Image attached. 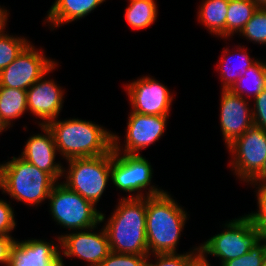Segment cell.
I'll use <instances>...</instances> for the list:
<instances>
[{"label":"cell","instance_id":"6da1fadb","mask_svg":"<svg viewBox=\"0 0 266 266\" xmlns=\"http://www.w3.org/2000/svg\"><path fill=\"white\" fill-rule=\"evenodd\" d=\"M145 197L148 254L150 250L154 254L176 253L186 213L163 190L150 187Z\"/></svg>","mask_w":266,"mask_h":266},{"label":"cell","instance_id":"7a4b0ae2","mask_svg":"<svg viewBox=\"0 0 266 266\" xmlns=\"http://www.w3.org/2000/svg\"><path fill=\"white\" fill-rule=\"evenodd\" d=\"M110 249L115 253L149 255L146 238V198H122L106 224Z\"/></svg>","mask_w":266,"mask_h":266},{"label":"cell","instance_id":"3957f363","mask_svg":"<svg viewBox=\"0 0 266 266\" xmlns=\"http://www.w3.org/2000/svg\"><path fill=\"white\" fill-rule=\"evenodd\" d=\"M47 125L52 131L57 150L67 160L102 156L113 150V135L96 124L79 119L53 120Z\"/></svg>","mask_w":266,"mask_h":266},{"label":"cell","instance_id":"277c9868","mask_svg":"<svg viewBox=\"0 0 266 266\" xmlns=\"http://www.w3.org/2000/svg\"><path fill=\"white\" fill-rule=\"evenodd\" d=\"M56 181L47 173L19 157L0 165V188L14 199L30 205L49 197Z\"/></svg>","mask_w":266,"mask_h":266},{"label":"cell","instance_id":"5b68a950","mask_svg":"<svg viewBox=\"0 0 266 266\" xmlns=\"http://www.w3.org/2000/svg\"><path fill=\"white\" fill-rule=\"evenodd\" d=\"M68 161L70 169L67 182L63 184L95 205L111 176L112 151L102 156L73 158Z\"/></svg>","mask_w":266,"mask_h":266},{"label":"cell","instance_id":"8992f818","mask_svg":"<svg viewBox=\"0 0 266 266\" xmlns=\"http://www.w3.org/2000/svg\"><path fill=\"white\" fill-rule=\"evenodd\" d=\"M50 208L54 219L70 229H94L104 221L94 204L64 184L54 185L49 194Z\"/></svg>","mask_w":266,"mask_h":266},{"label":"cell","instance_id":"52a82bcc","mask_svg":"<svg viewBox=\"0 0 266 266\" xmlns=\"http://www.w3.org/2000/svg\"><path fill=\"white\" fill-rule=\"evenodd\" d=\"M228 229L207 240L199 248L202 253L221 257L222 264L241 257L261 242L260 228L248 216L233 220L225 225Z\"/></svg>","mask_w":266,"mask_h":266},{"label":"cell","instance_id":"ba28073f","mask_svg":"<svg viewBox=\"0 0 266 266\" xmlns=\"http://www.w3.org/2000/svg\"><path fill=\"white\" fill-rule=\"evenodd\" d=\"M235 154V173L244 181H251L261 170L266 159V131L253 125L228 145Z\"/></svg>","mask_w":266,"mask_h":266},{"label":"cell","instance_id":"9c48e42d","mask_svg":"<svg viewBox=\"0 0 266 266\" xmlns=\"http://www.w3.org/2000/svg\"><path fill=\"white\" fill-rule=\"evenodd\" d=\"M55 63L30 44L7 67L0 71V87L27 90Z\"/></svg>","mask_w":266,"mask_h":266},{"label":"cell","instance_id":"30bf717a","mask_svg":"<svg viewBox=\"0 0 266 266\" xmlns=\"http://www.w3.org/2000/svg\"><path fill=\"white\" fill-rule=\"evenodd\" d=\"M118 136L113 135L111 179L115 186L126 192H135L150 185L151 165L141 155L124 154L120 157ZM119 156V157H118Z\"/></svg>","mask_w":266,"mask_h":266},{"label":"cell","instance_id":"8fae6325","mask_svg":"<svg viewBox=\"0 0 266 266\" xmlns=\"http://www.w3.org/2000/svg\"><path fill=\"white\" fill-rule=\"evenodd\" d=\"M133 111L145 115L169 116L172 102L169 90L152 78L144 77L128 86Z\"/></svg>","mask_w":266,"mask_h":266},{"label":"cell","instance_id":"7c38bea8","mask_svg":"<svg viewBox=\"0 0 266 266\" xmlns=\"http://www.w3.org/2000/svg\"><path fill=\"white\" fill-rule=\"evenodd\" d=\"M63 245V254L67 257L78 256L91 263L90 266H99L111 252L105 228L100 234L81 231L58 238Z\"/></svg>","mask_w":266,"mask_h":266},{"label":"cell","instance_id":"4fadbf2b","mask_svg":"<svg viewBox=\"0 0 266 266\" xmlns=\"http://www.w3.org/2000/svg\"><path fill=\"white\" fill-rule=\"evenodd\" d=\"M220 124L223 137L230 145L254 125L253 115L243 96L236 95L230 90H222Z\"/></svg>","mask_w":266,"mask_h":266},{"label":"cell","instance_id":"5bb4252c","mask_svg":"<svg viewBox=\"0 0 266 266\" xmlns=\"http://www.w3.org/2000/svg\"><path fill=\"white\" fill-rule=\"evenodd\" d=\"M168 116L131 112L126 135L125 154L138 155L140 149L158 140L166 127Z\"/></svg>","mask_w":266,"mask_h":266},{"label":"cell","instance_id":"9a60e30c","mask_svg":"<svg viewBox=\"0 0 266 266\" xmlns=\"http://www.w3.org/2000/svg\"><path fill=\"white\" fill-rule=\"evenodd\" d=\"M58 246L42 240L14 241L8 266H64Z\"/></svg>","mask_w":266,"mask_h":266},{"label":"cell","instance_id":"2e32d148","mask_svg":"<svg viewBox=\"0 0 266 266\" xmlns=\"http://www.w3.org/2000/svg\"><path fill=\"white\" fill-rule=\"evenodd\" d=\"M52 69L54 65L26 90L28 109L47 123L56 119L63 103L62 90L53 81L42 80Z\"/></svg>","mask_w":266,"mask_h":266},{"label":"cell","instance_id":"e0dca14e","mask_svg":"<svg viewBox=\"0 0 266 266\" xmlns=\"http://www.w3.org/2000/svg\"><path fill=\"white\" fill-rule=\"evenodd\" d=\"M47 135H34L29 138L21 158L33 164L40 170L47 172L55 181L64 172L59 164H54L57 150L52 131L47 125H41Z\"/></svg>","mask_w":266,"mask_h":266},{"label":"cell","instance_id":"ac0fdd59","mask_svg":"<svg viewBox=\"0 0 266 266\" xmlns=\"http://www.w3.org/2000/svg\"><path fill=\"white\" fill-rule=\"evenodd\" d=\"M105 0H56L48 13L54 26L80 19Z\"/></svg>","mask_w":266,"mask_h":266},{"label":"cell","instance_id":"d6986e66","mask_svg":"<svg viewBox=\"0 0 266 266\" xmlns=\"http://www.w3.org/2000/svg\"><path fill=\"white\" fill-rule=\"evenodd\" d=\"M229 0H206L199 10V18L210 32L226 37V17Z\"/></svg>","mask_w":266,"mask_h":266},{"label":"cell","instance_id":"ffe728a7","mask_svg":"<svg viewBox=\"0 0 266 266\" xmlns=\"http://www.w3.org/2000/svg\"><path fill=\"white\" fill-rule=\"evenodd\" d=\"M26 109V90L0 87V117L7 126H10V120L21 116Z\"/></svg>","mask_w":266,"mask_h":266},{"label":"cell","instance_id":"44dd1931","mask_svg":"<svg viewBox=\"0 0 266 266\" xmlns=\"http://www.w3.org/2000/svg\"><path fill=\"white\" fill-rule=\"evenodd\" d=\"M259 6L253 0H229L226 17V36L243 29Z\"/></svg>","mask_w":266,"mask_h":266},{"label":"cell","instance_id":"7402d4cb","mask_svg":"<svg viewBox=\"0 0 266 266\" xmlns=\"http://www.w3.org/2000/svg\"><path fill=\"white\" fill-rule=\"evenodd\" d=\"M126 9V20L132 28H146L157 17V7L154 0H130V5Z\"/></svg>","mask_w":266,"mask_h":266},{"label":"cell","instance_id":"603a6c76","mask_svg":"<svg viewBox=\"0 0 266 266\" xmlns=\"http://www.w3.org/2000/svg\"><path fill=\"white\" fill-rule=\"evenodd\" d=\"M24 38H14L3 34L0 36V71L11 64L29 45Z\"/></svg>","mask_w":266,"mask_h":266},{"label":"cell","instance_id":"cb8c5ba5","mask_svg":"<svg viewBox=\"0 0 266 266\" xmlns=\"http://www.w3.org/2000/svg\"><path fill=\"white\" fill-rule=\"evenodd\" d=\"M247 39L266 44V7H259L241 30Z\"/></svg>","mask_w":266,"mask_h":266},{"label":"cell","instance_id":"d4e9b609","mask_svg":"<svg viewBox=\"0 0 266 266\" xmlns=\"http://www.w3.org/2000/svg\"><path fill=\"white\" fill-rule=\"evenodd\" d=\"M265 66L266 63L263 62H258L251 67H249L246 70V73L244 76H240V78L236 81V83L229 89L232 93L236 95L242 96L244 93L242 88H240V83H243L245 81V77L250 75L249 77L252 78V84H253V89H254V97L259 95L264 89H265ZM244 84V83H243ZM246 85V84H245Z\"/></svg>","mask_w":266,"mask_h":266},{"label":"cell","instance_id":"484cf974","mask_svg":"<svg viewBox=\"0 0 266 266\" xmlns=\"http://www.w3.org/2000/svg\"><path fill=\"white\" fill-rule=\"evenodd\" d=\"M265 255L266 243L262 245L259 242L253 248L249 249L248 253L239 258L224 262L222 266H263Z\"/></svg>","mask_w":266,"mask_h":266},{"label":"cell","instance_id":"4316f807","mask_svg":"<svg viewBox=\"0 0 266 266\" xmlns=\"http://www.w3.org/2000/svg\"><path fill=\"white\" fill-rule=\"evenodd\" d=\"M149 255L110 252L99 266H146Z\"/></svg>","mask_w":266,"mask_h":266},{"label":"cell","instance_id":"83f0119b","mask_svg":"<svg viewBox=\"0 0 266 266\" xmlns=\"http://www.w3.org/2000/svg\"><path fill=\"white\" fill-rule=\"evenodd\" d=\"M239 58H241V61H244L243 62V64H241L242 66H241V70H239L240 72H241V75H240V73L239 72H237L236 73V71L235 72H229V70L227 71L226 70V68L227 67H225V64L226 63H224L225 61H224V57L223 58H221L222 60H221V62H223V66H221L222 67V69L223 68H225V69H223L222 70V73H221V75H223V81H225V83L223 82V89H225V90H229L235 83H236V81L240 78V76H244V74L246 73V70L249 68V67H251L252 65H254L255 63H256V60H255V62L254 61H252L248 56H247V54L245 53V54H243L242 56H240ZM231 59V58H230ZM243 59V60H242ZM227 62H228V60H227ZM242 63V62H241ZM228 65V64H227ZM226 65V66H227ZM230 67V66H229ZM240 68V67H239Z\"/></svg>","mask_w":266,"mask_h":266},{"label":"cell","instance_id":"f1b7e54d","mask_svg":"<svg viewBox=\"0 0 266 266\" xmlns=\"http://www.w3.org/2000/svg\"><path fill=\"white\" fill-rule=\"evenodd\" d=\"M158 257V262L156 264H150L147 260L146 266H187L189 260L195 255L192 253L190 254H154Z\"/></svg>","mask_w":266,"mask_h":266},{"label":"cell","instance_id":"f546056e","mask_svg":"<svg viewBox=\"0 0 266 266\" xmlns=\"http://www.w3.org/2000/svg\"><path fill=\"white\" fill-rule=\"evenodd\" d=\"M14 212L7 202L0 200V235L10 236L15 227Z\"/></svg>","mask_w":266,"mask_h":266},{"label":"cell","instance_id":"4dcf8cb0","mask_svg":"<svg viewBox=\"0 0 266 266\" xmlns=\"http://www.w3.org/2000/svg\"><path fill=\"white\" fill-rule=\"evenodd\" d=\"M255 103L256 108L252 112L254 125L266 131V89L255 97Z\"/></svg>","mask_w":266,"mask_h":266},{"label":"cell","instance_id":"1f68e13d","mask_svg":"<svg viewBox=\"0 0 266 266\" xmlns=\"http://www.w3.org/2000/svg\"><path fill=\"white\" fill-rule=\"evenodd\" d=\"M258 190V213L247 215L252 223L259 228L266 222V185H260Z\"/></svg>","mask_w":266,"mask_h":266},{"label":"cell","instance_id":"d6a6232c","mask_svg":"<svg viewBox=\"0 0 266 266\" xmlns=\"http://www.w3.org/2000/svg\"><path fill=\"white\" fill-rule=\"evenodd\" d=\"M14 241L11 236L0 235V263L8 266L10 248Z\"/></svg>","mask_w":266,"mask_h":266},{"label":"cell","instance_id":"836d02e7","mask_svg":"<svg viewBox=\"0 0 266 266\" xmlns=\"http://www.w3.org/2000/svg\"><path fill=\"white\" fill-rule=\"evenodd\" d=\"M198 253L189 260L187 266H210L205 255L200 250H198Z\"/></svg>","mask_w":266,"mask_h":266},{"label":"cell","instance_id":"e575fe53","mask_svg":"<svg viewBox=\"0 0 266 266\" xmlns=\"http://www.w3.org/2000/svg\"><path fill=\"white\" fill-rule=\"evenodd\" d=\"M257 181H259V183L262 181L263 183L261 185H266V159L260 172L251 180L252 183Z\"/></svg>","mask_w":266,"mask_h":266},{"label":"cell","instance_id":"d590c367","mask_svg":"<svg viewBox=\"0 0 266 266\" xmlns=\"http://www.w3.org/2000/svg\"><path fill=\"white\" fill-rule=\"evenodd\" d=\"M7 10H3V9H1L0 8V36L1 35H3V29H4V27H5V25H6V20H7Z\"/></svg>","mask_w":266,"mask_h":266},{"label":"cell","instance_id":"8d00e7d4","mask_svg":"<svg viewBox=\"0 0 266 266\" xmlns=\"http://www.w3.org/2000/svg\"><path fill=\"white\" fill-rule=\"evenodd\" d=\"M260 237L266 243V222L260 227Z\"/></svg>","mask_w":266,"mask_h":266},{"label":"cell","instance_id":"74e56055","mask_svg":"<svg viewBox=\"0 0 266 266\" xmlns=\"http://www.w3.org/2000/svg\"><path fill=\"white\" fill-rule=\"evenodd\" d=\"M259 7H266V0H253Z\"/></svg>","mask_w":266,"mask_h":266},{"label":"cell","instance_id":"f35d334b","mask_svg":"<svg viewBox=\"0 0 266 266\" xmlns=\"http://www.w3.org/2000/svg\"><path fill=\"white\" fill-rule=\"evenodd\" d=\"M8 126L6 125V123L2 120V118L0 117V132H2L5 128H7Z\"/></svg>","mask_w":266,"mask_h":266},{"label":"cell","instance_id":"ab89813d","mask_svg":"<svg viewBox=\"0 0 266 266\" xmlns=\"http://www.w3.org/2000/svg\"><path fill=\"white\" fill-rule=\"evenodd\" d=\"M265 81H266V66H265ZM265 89H266V83H265Z\"/></svg>","mask_w":266,"mask_h":266},{"label":"cell","instance_id":"60d3db41","mask_svg":"<svg viewBox=\"0 0 266 266\" xmlns=\"http://www.w3.org/2000/svg\"><path fill=\"white\" fill-rule=\"evenodd\" d=\"M263 266H266V255H265V258H264V265Z\"/></svg>","mask_w":266,"mask_h":266}]
</instances>
